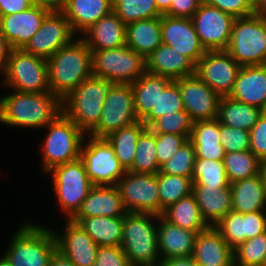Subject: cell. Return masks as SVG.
<instances>
[{
  "label": "cell",
  "mask_w": 266,
  "mask_h": 266,
  "mask_svg": "<svg viewBox=\"0 0 266 266\" xmlns=\"http://www.w3.org/2000/svg\"><path fill=\"white\" fill-rule=\"evenodd\" d=\"M49 266H75L66 256L56 250L52 255Z\"/></svg>",
  "instance_id": "91938a15"
},
{
  "label": "cell",
  "mask_w": 266,
  "mask_h": 266,
  "mask_svg": "<svg viewBox=\"0 0 266 266\" xmlns=\"http://www.w3.org/2000/svg\"><path fill=\"white\" fill-rule=\"evenodd\" d=\"M137 121L140 120L135 112L131 84H114L105 96L97 126L87 136L106 138L114 131L133 125Z\"/></svg>",
  "instance_id": "7c38bea8"
},
{
  "label": "cell",
  "mask_w": 266,
  "mask_h": 266,
  "mask_svg": "<svg viewBox=\"0 0 266 266\" xmlns=\"http://www.w3.org/2000/svg\"><path fill=\"white\" fill-rule=\"evenodd\" d=\"M235 17L203 1L191 18L206 51L226 50Z\"/></svg>",
  "instance_id": "5bb4252c"
},
{
  "label": "cell",
  "mask_w": 266,
  "mask_h": 266,
  "mask_svg": "<svg viewBox=\"0 0 266 266\" xmlns=\"http://www.w3.org/2000/svg\"><path fill=\"white\" fill-rule=\"evenodd\" d=\"M232 210L241 214L266 211V190L259 175L230 184Z\"/></svg>",
  "instance_id": "4dcf8cb0"
},
{
  "label": "cell",
  "mask_w": 266,
  "mask_h": 266,
  "mask_svg": "<svg viewBox=\"0 0 266 266\" xmlns=\"http://www.w3.org/2000/svg\"><path fill=\"white\" fill-rule=\"evenodd\" d=\"M146 128L142 121H137L133 125L114 131L106 137L113 147L117 159L126 171L133 164L138 139Z\"/></svg>",
  "instance_id": "d590c367"
},
{
  "label": "cell",
  "mask_w": 266,
  "mask_h": 266,
  "mask_svg": "<svg viewBox=\"0 0 266 266\" xmlns=\"http://www.w3.org/2000/svg\"><path fill=\"white\" fill-rule=\"evenodd\" d=\"M69 0H35V3L50 12H62Z\"/></svg>",
  "instance_id": "6f0895ef"
},
{
  "label": "cell",
  "mask_w": 266,
  "mask_h": 266,
  "mask_svg": "<svg viewBox=\"0 0 266 266\" xmlns=\"http://www.w3.org/2000/svg\"><path fill=\"white\" fill-rule=\"evenodd\" d=\"M234 266H264L266 232L239 244L233 249Z\"/></svg>",
  "instance_id": "b9f144b4"
},
{
  "label": "cell",
  "mask_w": 266,
  "mask_h": 266,
  "mask_svg": "<svg viewBox=\"0 0 266 266\" xmlns=\"http://www.w3.org/2000/svg\"><path fill=\"white\" fill-rule=\"evenodd\" d=\"M35 4V0H0V17L23 12Z\"/></svg>",
  "instance_id": "11a10c76"
},
{
  "label": "cell",
  "mask_w": 266,
  "mask_h": 266,
  "mask_svg": "<svg viewBox=\"0 0 266 266\" xmlns=\"http://www.w3.org/2000/svg\"><path fill=\"white\" fill-rule=\"evenodd\" d=\"M204 0H172L170 9L164 14L191 19Z\"/></svg>",
  "instance_id": "db71d44e"
},
{
  "label": "cell",
  "mask_w": 266,
  "mask_h": 266,
  "mask_svg": "<svg viewBox=\"0 0 266 266\" xmlns=\"http://www.w3.org/2000/svg\"><path fill=\"white\" fill-rule=\"evenodd\" d=\"M145 61L147 73L164 76L172 81L195 74L196 65L187 56L163 43Z\"/></svg>",
  "instance_id": "d4e9b609"
},
{
  "label": "cell",
  "mask_w": 266,
  "mask_h": 266,
  "mask_svg": "<svg viewBox=\"0 0 266 266\" xmlns=\"http://www.w3.org/2000/svg\"><path fill=\"white\" fill-rule=\"evenodd\" d=\"M113 12L127 25L141 19L161 17L155 0H112Z\"/></svg>",
  "instance_id": "ab89813d"
},
{
  "label": "cell",
  "mask_w": 266,
  "mask_h": 266,
  "mask_svg": "<svg viewBox=\"0 0 266 266\" xmlns=\"http://www.w3.org/2000/svg\"><path fill=\"white\" fill-rule=\"evenodd\" d=\"M226 243L235 249L246 241L245 214L230 211L215 226Z\"/></svg>",
  "instance_id": "bcb514c9"
},
{
  "label": "cell",
  "mask_w": 266,
  "mask_h": 266,
  "mask_svg": "<svg viewBox=\"0 0 266 266\" xmlns=\"http://www.w3.org/2000/svg\"><path fill=\"white\" fill-rule=\"evenodd\" d=\"M192 180L193 186L227 187L229 185L223 161L196 159Z\"/></svg>",
  "instance_id": "60d3db41"
},
{
  "label": "cell",
  "mask_w": 266,
  "mask_h": 266,
  "mask_svg": "<svg viewBox=\"0 0 266 266\" xmlns=\"http://www.w3.org/2000/svg\"><path fill=\"white\" fill-rule=\"evenodd\" d=\"M174 81L180 89L184 110L193 122L217 118L221 96L196 74Z\"/></svg>",
  "instance_id": "e0dca14e"
},
{
  "label": "cell",
  "mask_w": 266,
  "mask_h": 266,
  "mask_svg": "<svg viewBox=\"0 0 266 266\" xmlns=\"http://www.w3.org/2000/svg\"><path fill=\"white\" fill-rule=\"evenodd\" d=\"M81 39L90 50H106L126 45V25L112 11L85 30Z\"/></svg>",
  "instance_id": "484cf974"
},
{
  "label": "cell",
  "mask_w": 266,
  "mask_h": 266,
  "mask_svg": "<svg viewBox=\"0 0 266 266\" xmlns=\"http://www.w3.org/2000/svg\"><path fill=\"white\" fill-rule=\"evenodd\" d=\"M259 161L250 150L225 153L223 162L229 184L258 175Z\"/></svg>",
  "instance_id": "f35d334b"
},
{
  "label": "cell",
  "mask_w": 266,
  "mask_h": 266,
  "mask_svg": "<svg viewBox=\"0 0 266 266\" xmlns=\"http://www.w3.org/2000/svg\"><path fill=\"white\" fill-rule=\"evenodd\" d=\"M0 258V266H13L9 259L3 254Z\"/></svg>",
  "instance_id": "e7e4bbea"
},
{
  "label": "cell",
  "mask_w": 266,
  "mask_h": 266,
  "mask_svg": "<svg viewBox=\"0 0 266 266\" xmlns=\"http://www.w3.org/2000/svg\"><path fill=\"white\" fill-rule=\"evenodd\" d=\"M74 36L75 33L65 15L62 12H50L23 50L49 59L60 48L70 44Z\"/></svg>",
  "instance_id": "2e32d148"
},
{
  "label": "cell",
  "mask_w": 266,
  "mask_h": 266,
  "mask_svg": "<svg viewBox=\"0 0 266 266\" xmlns=\"http://www.w3.org/2000/svg\"><path fill=\"white\" fill-rule=\"evenodd\" d=\"M113 11L112 0H69L62 13L75 34H81Z\"/></svg>",
  "instance_id": "f1b7e54d"
},
{
  "label": "cell",
  "mask_w": 266,
  "mask_h": 266,
  "mask_svg": "<svg viewBox=\"0 0 266 266\" xmlns=\"http://www.w3.org/2000/svg\"><path fill=\"white\" fill-rule=\"evenodd\" d=\"M235 18L250 16L255 13V0H204Z\"/></svg>",
  "instance_id": "681fc988"
},
{
  "label": "cell",
  "mask_w": 266,
  "mask_h": 266,
  "mask_svg": "<svg viewBox=\"0 0 266 266\" xmlns=\"http://www.w3.org/2000/svg\"><path fill=\"white\" fill-rule=\"evenodd\" d=\"M80 159L93 186L116 185L126 173L106 138L83 140Z\"/></svg>",
  "instance_id": "8fae6325"
},
{
  "label": "cell",
  "mask_w": 266,
  "mask_h": 266,
  "mask_svg": "<svg viewBox=\"0 0 266 266\" xmlns=\"http://www.w3.org/2000/svg\"><path fill=\"white\" fill-rule=\"evenodd\" d=\"M240 69L226 50L206 51L195 66V74L222 97L232 92Z\"/></svg>",
  "instance_id": "9a60e30c"
},
{
  "label": "cell",
  "mask_w": 266,
  "mask_h": 266,
  "mask_svg": "<svg viewBox=\"0 0 266 266\" xmlns=\"http://www.w3.org/2000/svg\"><path fill=\"white\" fill-rule=\"evenodd\" d=\"M250 151L259 159L266 157V111L250 130Z\"/></svg>",
  "instance_id": "816d5d0a"
},
{
  "label": "cell",
  "mask_w": 266,
  "mask_h": 266,
  "mask_svg": "<svg viewBox=\"0 0 266 266\" xmlns=\"http://www.w3.org/2000/svg\"><path fill=\"white\" fill-rule=\"evenodd\" d=\"M3 83L16 92H49L47 59L23 49H13L7 60Z\"/></svg>",
  "instance_id": "9c48e42d"
},
{
  "label": "cell",
  "mask_w": 266,
  "mask_h": 266,
  "mask_svg": "<svg viewBox=\"0 0 266 266\" xmlns=\"http://www.w3.org/2000/svg\"><path fill=\"white\" fill-rule=\"evenodd\" d=\"M185 111L183 107L180 89L175 81H171L165 89L159 93L156 105L152 111L142 120L148 127L155 119L168 113Z\"/></svg>",
  "instance_id": "7bdbcfd3"
},
{
  "label": "cell",
  "mask_w": 266,
  "mask_h": 266,
  "mask_svg": "<svg viewBox=\"0 0 266 266\" xmlns=\"http://www.w3.org/2000/svg\"><path fill=\"white\" fill-rule=\"evenodd\" d=\"M126 213L116 185L93 186L72 218L124 217Z\"/></svg>",
  "instance_id": "7402d4cb"
},
{
  "label": "cell",
  "mask_w": 266,
  "mask_h": 266,
  "mask_svg": "<svg viewBox=\"0 0 266 266\" xmlns=\"http://www.w3.org/2000/svg\"><path fill=\"white\" fill-rule=\"evenodd\" d=\"M126 45L147 59L162 44L160 17L126 25Z\"/></svg>",
  "instance_id": "f546056e"
},
{
  "label": "cell",
  "mask_w": 266,
  "mask_h": 266,
  "mask_svg": "<svg viewBox=\"0 0 266 266\" xmlns=\"http://www.w3.org/2000/svg\"><path fill=\"white\" fill-rule=\"evenodd\" d=\"M65 226V232L62 235L54 232L57 250L75 266H94L98 245L78 223L67 219Z\"/></svg>",
  "instance_id": "ffe728a7"
},
{
  "label": "cell",
  "mask_w": 266,
  "mask_h": 266,
  "mask_svg": "<svg viewBox=\"0 0 266 266\" xmlns=\"http://www.w3.org/2000/svg\"><path fill=\"white\" fill-rule=\"evenodd\" d=\"M156 134V158L158 165H163L166 161L178 151L188 138L185 135H176L171 133Z\"/></svg>",
  "instance_id": "c3c4849f"
},
{
  "label": "cell",
  "mask_w": 266,
  "mask_h": 266,
  "mask_svg": "<svg viewBox=\"0 0 266 266\" xmlns=\"http://www.w3.org/2000/svg\"><path fill=\"white\" fill-rule=\"evenodd\" d=\"M130 266H161V264H131Z\"/></svg>",
  "instance_id": "03108f58"
},
{
  "label": "cell",
  "mask_w": 266,
  "mask_h": 266,
  "mask_svg": "<svg viewBox=\"0 0 266 266\" xmlns=\"http://www.w3.org/2000/svg\"><path fill=\"white\" fill-rule=\"evenodd\" d=\"M113 85L107 79L92 75L62 99V113L89 134L100 120L105 96Z\"/></svg>",
  "instance_id": "3957f363"
},
{
  "label": "cell",
  "mask_w": 266,
  "mask_h": 266,
  "mask_svg": "<svg viewBox=\"0 0 266 266\" xmlns=\"http://www.w3.org/2000/svg\"><path fill=\"white\" fill-rule=\"evenodd\" d=\"M157 184L161 215L168 206L179 201L181 198L191 195L194 183L192 178L189 177L174 176L158 172Z\"/></svg>",
  "instance_id": "8d00e7d4"
},
{
  "label": "cell",
  "mask_w": 266,
  "mask_h": 266,
  "mask_svg": "<svg viewBox=\"0 0 266 266\" xmlns=\"http://www.w3.org/2000/svg\"><path fill=\"white\" fill-rule=\"evenodd\" d=\"M56 250L57 241L53 230L26 222L15 232L3 254L13 266H49Z\"/></svg>",
  "instance_id": "277c9868"
},
{
  "label": "cell",
  "mask_w": 266,
  "mask_h": 266,
  "mask_svg": "<svg viewBox=\"0 0 266 266\" xmlns=\"http://www.w3.org/2000/svg\"><path fill=\"white\" fill-rule=\"evenodd\" d=\"M157 220L160 222L157 226V241L161 260L192 256L198 232L176 226L161 215Z\"/></svg>",
  "instance_id": "cb8c5ba5"
},
{
  "label": "cell",
  "mask_w": 266,
  "mask_h": 266,
  "mask_svg": "<svg viewBox=\"0 0 266 266\" xmlns=\"http://www.w3.org/2000/svg\"><path fill=\"white\" fill-rule=\"evenodd\" d=\"M226 51L242 66L266 64V19L257 14L236 18Z\"/></svg>",
  "instance_id": "8992f818"
},
{
  "label": "cell",
  "mask_w": 266,
  "mask_h": 266,
  "mask_svg": "<svg viewBox=\"0 0 266 266\" xmlns=\"http://www.w3.org/2000/svg\"><path fill=\"white\" fill-rule=\"evenodd\" d=\"M47 63L50 91L61 100L92 76V52L81 38L60 48Z\"/></svg>",
  "instance_id": "7a4b0ae2"
},
{
  "label": "cell",
  "mask_w": 266,
  "mask_h": 266,
  "mask_svg": "<svg viewBox=\"0 0 266 266\" xmlns=\"http://www.w3.org/2000/svg\"><path fill=\"white\" fill-rule=\"evenodd\" d=\"M161 216L176 226L198 233L209 227L201 215L200 208L193 194L181 198L179 201L168 206Z\"/></svg>",
  "instance_id": "e575fe53"
},
{
  "label": "cell",
  "mask_w": 266,
  "mask_h": 266,
  "mask_svg": "<svg viewBox=\"0 0 266 266\" xmlns=\"http://www.w3.org/2000/svg\"><path fill=\"white\" fill-rule=\"evenodd\" d=\"M116 187L127 212L160 215L157 174L126 171Z\"/></svg>",
  "instance_id": "4fadbf2b"
},
{
  "label": "cell",
  "mask_w": 266,
  "mask_h": 266,
  "mask_svg": "<svg viewBox=\"0 0 266 266\" xmlns=\"http://www.w3.org/2000/svg\"><path fill=\"white\" fill-rule=\"evenodd\" d=\"M62 113V100L51 91L16 92L0 98V123L9 126L45 128Z\"/></svg>",
  "instance_id": "6da1fadb"
},
{
  "label": "cell",
  "mask_w": 266,
  "mask_h": 266,
  "mask_svg": "<svg viewBox=\"0 0 266 266\" xmlns=\"http://www.w3.org/2000/svg\"><path fill=\"white\" fill-rule=\"evenodd\" d=\"M98 246H120L123 237V217L71 218Z\"/></svg>",
  "instance_id": "d6a6232c"
},
{
  "label": "cell",
  "mask_w": 266,
  "mask_h": 266,
  "mask_svg": "<svg viewBox=\"0 0 266 266\" xmlns=\"http://www.w3.org/2000/svg\"><path fill=\"white\" fill-rule=\"evenodd\" d=\"M229 96L266 111V64L242 66Z\"/></svg>",
  "instance_id": "603a6c76"
},
{
  "label": "cell",
  "mask_w": 266,
  "mask_h": 266,
  "mask_svg": "<svg viewBox=\"0 0 266 266\" xmlns=\"http://www.w3.org/2000/svg\"><path fill=\"white\" fill-rule=\"evenodd\" d=\"M220 139L225 153L250 150V131L220 123Z\"/></svg>",
  "instance_id": "7dc6e473"
},
{
  "label": "cell",
  "mask_w": 266,
  "mask_h": 266,
  "mask_svg": "<svg viewBox=\"0 0 266 266\" xmlns=\"http://www.w3.org/2000/svg\"><path fill=\"white\" fill-rule=\"evenodd\" d=\"M162 43L187 56L195 65L206 53L189 18L162 15L160 17Z\"/></svg>",
  "instance_id": "ac0fdd59"
},
{
  "label": "cell",
  "mask_w": 266,
  "mask_h": 266,
  "mask_svg": "<svg viewBox=\"0 0 266 266\" xmlns=\"http://www.w3.org/2000/svg\"><path fill=\"white\" fill-rule=\"evenodd\" d=\"M196 160L195 148L188 139L178 151L160 166V173L192 178Z\"/></svg>",
  "instance_id": "ee69618b"
},
{
  "label": "cell",
  "mask_w": 266,
  "mask_h": 266,
  "mask_svg": "<svg viewBox=\"0 0 266 266\" xmlns=\"http://www.w3.org/2000/svg\"><path fill=\"white\" fill-rule=\"evenodd\" d=\"M192 194L195 196L203 219L209 226H215L232 211L230 184L227 187L193 186Z\"/></svg>",
  "instance_id": "4316f807"
},
{
  "label": "cell",
  "mask_w": 266,
  "mask_h": 266,
  "mask_svg": "<svg viewBox=\"0 0 266 266\" xmlns=\"http://www.w3.org/2000/svg\"><path fill=\"white\" fill-rule=\"evenodd\" d=\"M263 112L259 107L242 103L230 96H222L216 119L225 126L250 131Z\"/></svg>",
  "instance_id": "1f68e13d"
},
{
  "label": "cell",
  "mask_w": 266,
  "mask_h": 266,
  "mask_svg": "<svg viewBox=\"0 0 266 266\" xmlns=\"http://www.w3.org/2000/svg\"><path fill=\"white\" fill-rule=\"evenodd\" d=\"M53 178L54 190L59 207L71 219L80 209L88 192L93 187L83 161L79 158L72 162L54 166L47 175Z\"/></svg>",
  "instance_id": "30bf717a"
},
{
  "label": "cell",
  "mask_w": 266,
  "mask_h": 266,
  "mask_svg": "<svg viewBox=\"0 0 266 266\" xmlns=\"http://www.w3.org/2000/svg\"><path fill=\"white\" fill-rule=\"evenodd\" d=\"M49 13V10L35 3L23 12L0 17V32L12 49H23Z\"/></svg>",
  "instance_id": "d6986e66"
},
{
  "label": "cell",
  "mask_w": 266,
  "mask_h": 266,
  "mask_svg": "<svg viewBox=\"0 0 266 266\" xmlns=\"http://www.w3.org/2000/svg\"><path fill=\"white\" fill-rule=\"evenodd\" d=\"M189 140L195 148L196 159L223 161L225 150L217 119L194 121Z\"/></svg>",
  "instance_id": "83f0119b"
},
{
  "label": "cell",
  "mask_w": 266,
  "mask_h": 266,
  "mask_svg": "<svg viewBox=\"0 0 266 266\" xmlns=\"http://www.w3.org/2000/svg\"><path fill=\"white\" fill-rule=\"evenodd\" d=\"M45 128H48L49 133L45 136L42 148L43 171L47 173L54 166L80 158L85 133L71 119L61 113Z\"/></svg>",
  "instance_id": "52a82bcc"
},
{
  "label": "cell",
  "mask_w": 266,
  "mask_h": 266,
  "mask_svg": "<svg viewBox=\"0 0 266 266\" xmlns=\"http://www.w3.org/2000/svg\"><path fill=\"white\" fill-rule=\"evenodd\" d=\"M12 50L11 44L0 32V71H2V74H4L6 63Z\"/></svg>",
  "instance_id": "9f6ffc18"
},
{
  "label": "cell",
  "mask_w": 266,
  "mask_h": 266,
  "mask_svg": "<svg viewBox=\"0 0 266 266\" xmlns=\"http://www.w3.org/2000/svg\"><path fill=\"white\" fill-rule=\"evenodd\" d=\"M155 2L158 12L164 15L170 9L172 0H155Z\"/></svg>",
  "instance_id": "6125c7cd"
},
{
  "label": "cell",
  "mask_w": 266,
  "mask_h": 266,
  "mask_svg": "<svg viewBox=\"0 0 266 266\" xmlns=\"http://www.w3.org/2000/svg\"><path fill=\"white\" fill-rule=\"evenodd\" d=\"M255 14L266 19V0H255Z\"/></svg>",
  "instance_id": "94428289"
},
{
  "label": "cell",
  "mask_w": 266,
  "mask_h": 266,
  "mask_svg": "<svg viewBox=\"0 0 266 266\" xmlns=\"http://www.w3.org/2000/svg\"><path fill=\"white\" fill-rule=\"evenodd\" d=\"M192 124L193 121L186 111H177L158 117L148 126V128L153 133L185 135L189 139Z\"/></svg>",
  "instance_id": "f6af8a7d"
},
{
  "label": "cell",
  "mask_w": 266,
  "mask_h": 266,
  "mask_svg": "<svg viewBox=\"0 0 266 266\" xmlns=\"http://www.w3.org/2000/svg\"><path fill=\"white\" fill-rule=\"evenodd\" d=\"M159 215L127 212L123 217V237L120 247L130 264H158L161 262L157 225L151 219Z\"/></svg>",
  "instance_id": "5b68a950"
},
{
  "label": "cell",
  "mask_w": 266,
  "mask_h": 266,
  "mask_svg": "<svg viewBox=\"0 0 266 266\" xmlns=\"http://www.w3.org/2000/svg\"><path fill=\"white\" fill-rule=\"evenodd\" d=\"M261 182L266 190V157L259 161V173H258Z\"/></svg>",
  "instance_id": "be15d7a7"
},
{
  "label": "cell",
  "mask_w": 266,
  "mask_h": 266,
  "mask_svg": "<svg viewBox=\"0 0 266 266\" xmlns=\"http://www.w3.org/2000/svg\"><path fill=\"white\" fill-rule=\"evenodd\" d=\"M132 166L127 170L134 173L157 174L160 170L156 158V134L148 127L141 133Z\"/></svg>",
  "instance_id": "74e56055"
},
{
  "label": "cell",
  "mask_w": 266,
  "mask_h": 266,
  "mask_svg": "<svg viewBox=\"0 0 266 266\" xmlns=\"http://www.w3.org/2000/svg\"><path fill=\"white\" fill-rule=\"evenodd\" d=\"M120 246H98L94 266H130Z\"/></svg>",
  "instance_id": "f907efd6"
},
{
  "label": "cell",
  "mask_w": 266,
  "mask_h": 266,
  "mask_svg": "<svg viewBox=\"0 0 266 266\" xmlns=\"http://www.w3.org/2000/svg\"><path fill=\"white\" fill-rule=\"evenodd\" d=\"M266 232V211L245 214L246 240Z\"/></svg>",
  "instance_id": "f5cc1de1"
},
{
  "label": "cell",
  "mask_w": 266,
  "mask_h": 266,
  "mask_svg": "<svg viewBox=\"0 0 266 266\" xmlns=\"http://www.w3.org/2000/svg\"><path fill=\"white\" fill-rule=\"evenodd\" d=\"M161 266H195L196 263L192 256L188 257H173L161 260Z\"/></svg>",
  "instance_id": "680465c9"
},
{
  "label": "cell",
  "mask_w": 266,
  "mask_h": 266,
  "mask_svg": "<svg viewBox=\"0 0 266 266\" xmlns=\"http://www.w3.org/2000/svg\"><path fill=\"white\" fill-rule=\"evenodd\" d=\"M192 257L201 266H234L233 249L214 226L198 233Z\"/></svg>",
  "instance_id": "44dd1931"
},
{
  "label": "cell",
  "mask_w": 266,
  "mask_h": 266,
  "mask_svg": "<svg viewBox=\"0 0 266 266\" xmlns=\"http://www.w3.org/2000/svg\"><path fill=\"white\" fill-rule=\"evenodd\" d=\"M91 52L92 75L114 84H133L146 72L145 59L127 45Z\"/></svg>",
  "instance_id": "ba28073f"
},
{
  "label": "cell",
  "mask_w": 266,
  "mask_h": 266,
  "mask_svg": "<svg viewBox=\"0 0 266 266\" xmlns=\"http://www.w3.org/2000/svg\"><path fill=\"white\" fill-rule=\"evenodd\" d=\"M172 80L145 72L137 81L131 84L134 91L135 112L142 121L151 111L158 99L159 93Z\"/></svg>",
  "instance_id": "836d02e7"
}]
</instances>
